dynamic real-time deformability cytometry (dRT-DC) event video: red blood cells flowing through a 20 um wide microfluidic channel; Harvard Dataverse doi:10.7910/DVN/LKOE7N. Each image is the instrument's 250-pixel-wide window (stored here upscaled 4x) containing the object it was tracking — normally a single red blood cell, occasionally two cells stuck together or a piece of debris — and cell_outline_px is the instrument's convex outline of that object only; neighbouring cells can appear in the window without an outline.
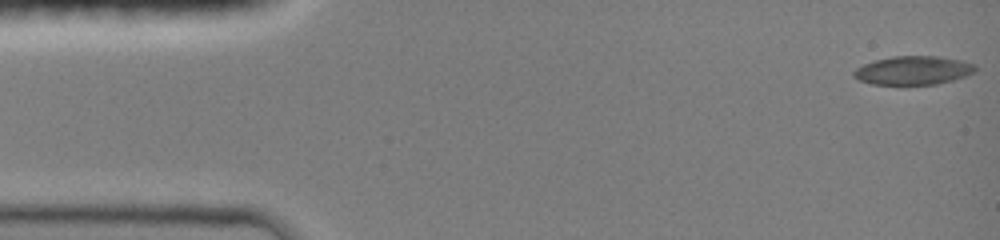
{"species": "common noctule bat (a hibernating species)", "species_latin": "Nyctalus noctula", "temperature_condition": "room temperature", "stored_images_in_passage": 7, "camera_frame_rate_fps": 3000, "um_per_image_px": 0.085, "animal": {"sex": "female", "body_mass_g": 19.0, "forearm_length_mm": 51.5}, "frame": {"image": 1, "passage_image": 1, "time_ms": 0.0, "image_size_px": [1000, 240], "cell_outline_px": [[976, 72], [952, 80], [936, 84], [872, 84], [860, 80], [852, 76], [852, 72], [856, 68], [864, 64], [876, 60], [892, 56], [936, 56], [960, 60], [976, 64]], "centroid_in_image_um": [77.62, 5.98], "position_along_channel_um": 7.4, "area_um2": 20.17}}
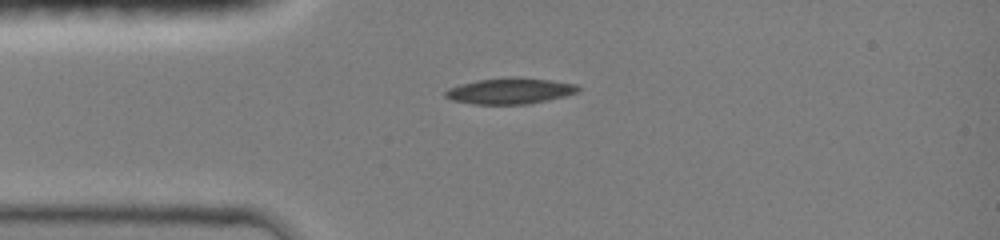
{"frame": {"image": 2, "passage_image": 6, "time_ms": 3.333, "image_size_px": [1000, 240], "cell_outline_px": [[580, 92], [564, 96], [528, 104], [476, 104], [452, 100], [444, 96], [444, 92], [448, 88], [460, 84], [476, 80], [508, 76], [516, 76], [548, 80], [576, 84], [580, 88]], "centroid_in_image_um": [43.33, 7.71], "position_along_channel_um": 41.7, "area_um2": 20.23}}